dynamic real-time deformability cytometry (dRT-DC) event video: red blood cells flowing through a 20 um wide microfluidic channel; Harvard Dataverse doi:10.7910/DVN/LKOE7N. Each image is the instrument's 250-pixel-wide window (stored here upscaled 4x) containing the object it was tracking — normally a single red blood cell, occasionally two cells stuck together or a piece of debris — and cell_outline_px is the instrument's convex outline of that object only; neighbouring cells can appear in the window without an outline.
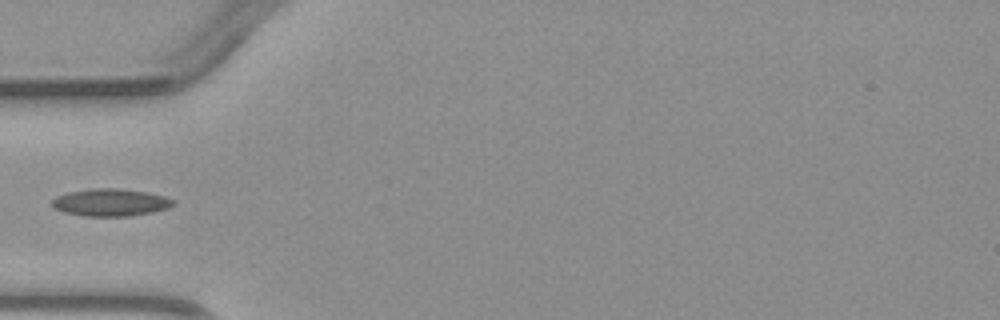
{"species": "common noctule bat (a hibernating species)", "species_latin": "Nyctalus noctula", "temperature_condition": "warm", "stored_images_in_passage": 6, "camera_frame_rate_fps": 3000, "um_per_image_px": 0.085, "animal": {"sex": "male", "body_mass_g": 23.1, "forearm_length_mm": 52.7}, "frame": {"image": 1, "passage_image": 5, "time_ms": 4.667, "image_size_px": [1000, 320], "cell_outline_px": [[176, 204], [168, 208], [152, 212], [128, 216], [84, 216], [64, 212], [56, 208], [52, 204], [52, 200], [56, 196], [68, 192], [92, 188], [116, 188], [148, 192], [164, 196], [176, 200]], "centroid_in_image_um": [9.43, 17.2], "position_along_channel_um": 75.6, "area_um2": 19.36}}
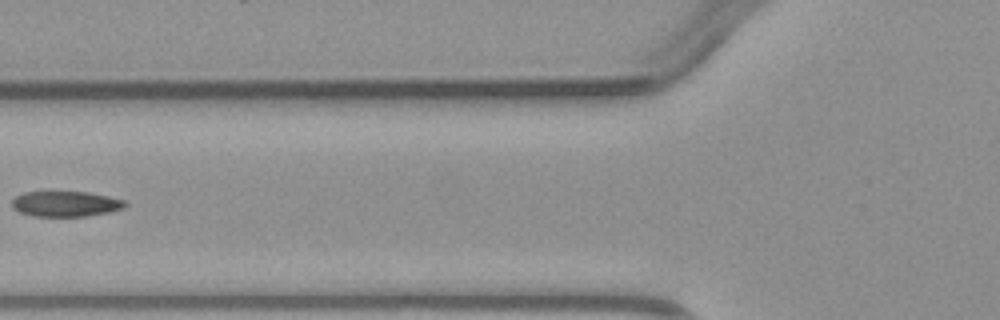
{"frame": {"image": 2, "passage_image": 6, "time_ms": 5.667, "image_size_px": [1000, 320], "cell_outline_px": [[128, 204], [124, 208], [108, 212], [84, 216], [32, 216], [20, 212], [12, 208], [12, 200], [16, 196], [24, 192], [48, 188], [88, 192], [108, 196], [124, 200]], "centroid_in_image_um": [5.52, 17.27], "position_along_channel_um": 120.3, "area_um2": 17.63}}